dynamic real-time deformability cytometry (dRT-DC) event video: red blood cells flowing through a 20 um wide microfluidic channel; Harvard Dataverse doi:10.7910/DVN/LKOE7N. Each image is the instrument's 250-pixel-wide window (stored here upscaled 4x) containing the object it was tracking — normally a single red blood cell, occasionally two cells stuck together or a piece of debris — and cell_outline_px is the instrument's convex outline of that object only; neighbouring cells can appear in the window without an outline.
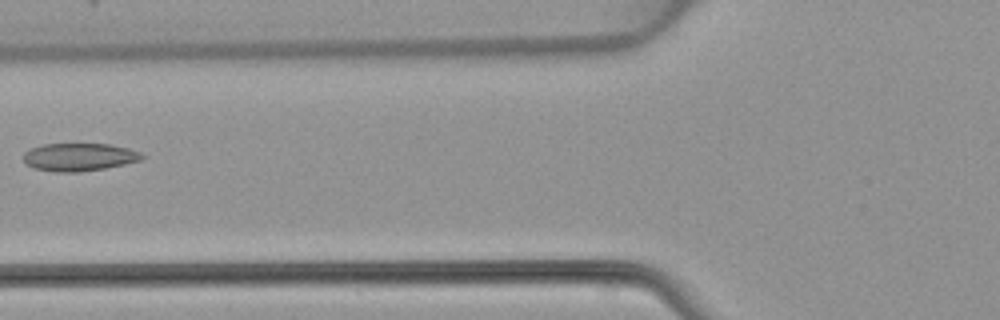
{"species": "common noctule bat (a hibernating species)", "species_latin": "Nyctalus noctula", "temperature_condition": "warm", "stored_images_in_passage": 5, "camera_frame_rate_fps": 3000, "um_per_image_px": 0.085, "animal": {"sex": "female", "body_mass_g": 22.7, "forearm_length_mm": 54.2}, "frame": {"image": 1, "passage_image": 5, "time_ms": 4.667, "image_size_px": [1000, 320], "cell_outline_px": [[148, 156], [144, 160], [104, 168], [80, 172], [56, 172], [32, 168], [24, 164], [24, 152], [32, 148], [44, 144], [108, 144], [128, 148], [140, 152]], "centroid_in_image_um": [6.75, 13.35], "position_along_channel_um": 119.0, "area_um2": 19.42}}